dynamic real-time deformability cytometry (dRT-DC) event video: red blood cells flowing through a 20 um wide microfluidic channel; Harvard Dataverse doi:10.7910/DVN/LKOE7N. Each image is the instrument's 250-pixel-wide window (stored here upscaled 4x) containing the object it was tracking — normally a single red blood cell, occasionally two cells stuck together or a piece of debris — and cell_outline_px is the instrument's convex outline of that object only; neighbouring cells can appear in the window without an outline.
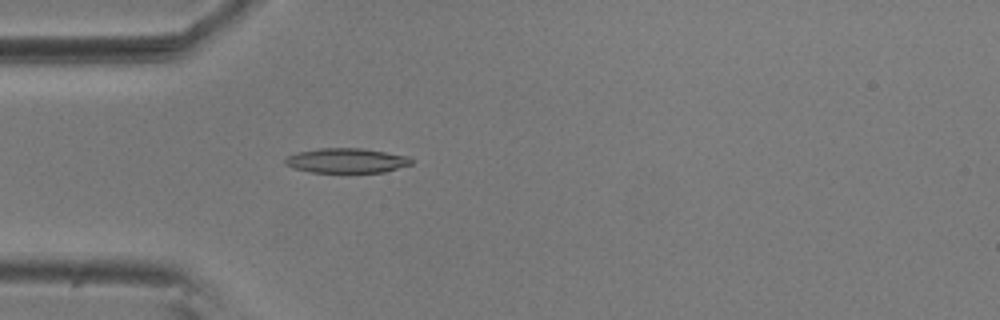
{"species": "common noctule bat (a hibernating species)", "species_latin": "Nyctalus noctula", "temperature_condition": "room temperature", "stored_images_in_passage": 55, "camera_frame_rate_fps": 3000, "um_per_image_px": 0.085, "animal": {"sex": "male", "body_mass_g": 20.5, "forearm_length_mm": 52.5}, "frame": {"image": 1, "passage_image": 16, "time_ms": 5.0, "image_size_px": [1000, 320], "cell_outline_px": [[412, 164], [384, 172], [312, 172], [296, 168], [284, 164], [284, 160], [288, 156], [296, 152], [320, 148], [360, 148], [408, 156], [412, 160]], "centroid_in_image_um": [29.44, 13.64], "position_along_channel_um": 55.6, "area_um2": 17.98}}
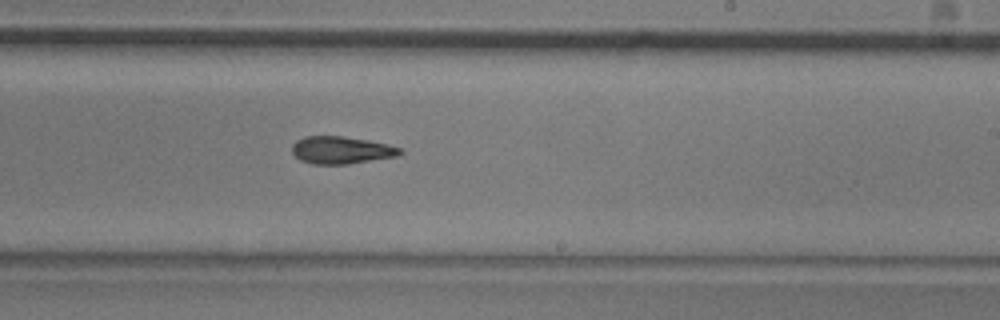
{"frame": {"image": 2, "passage_image": 33, "time_ms": 10.667, "image_size_px": [1000, 320], "cell_outline_px": [[404, 152], [396, 156], [348, 164], [312, 164], [300, 160], [292, 152], [292, 144], [296, 140], [304, 136], [344, 136], [368, 140], [388, 144], [400, 148]], "centroid_in_image_um": [28.99, 12.75], "position_along_channel_um": 260.0, "area_um2": 17.28}}
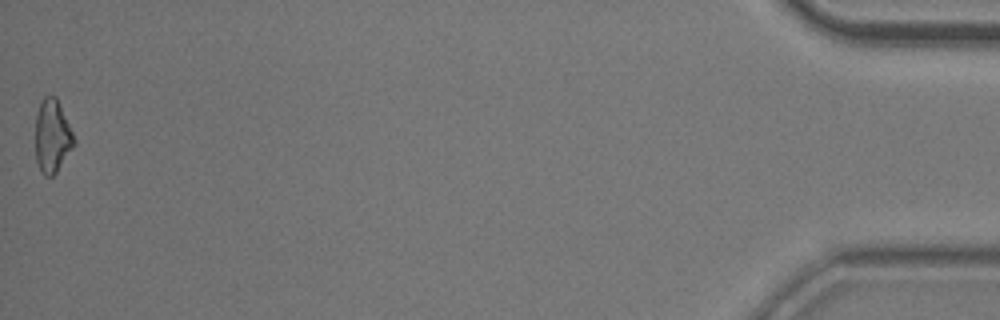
{"frame": {"image": 3, "passage_image": 55, "time_ms": 18.0, "image_size_px": [1000, 320], "cell_outline_px": [[76, 144], [56, 172], [52, 176], [44, 176], [40, 172], [36, 160], [36, 116], [40, 104], [44, 96], [56, 96], [76, 140]], "centroid_in_image_um": [4.45, 11.6], "position_along_channel_um": 430.7, "area_um2": 16.42}, "authors_computed_cell_mechanics": {"area_um2": 17.629, "velocity_mm_per_s": 3.6814, "shape_relaxation_time_tau1_ms": 7.8817, "shape_relaxation_time_tau2_ms": 10.5656, "deformation_change_tau1": 0.1797, "deformation_change_tau2": 0.2265}}